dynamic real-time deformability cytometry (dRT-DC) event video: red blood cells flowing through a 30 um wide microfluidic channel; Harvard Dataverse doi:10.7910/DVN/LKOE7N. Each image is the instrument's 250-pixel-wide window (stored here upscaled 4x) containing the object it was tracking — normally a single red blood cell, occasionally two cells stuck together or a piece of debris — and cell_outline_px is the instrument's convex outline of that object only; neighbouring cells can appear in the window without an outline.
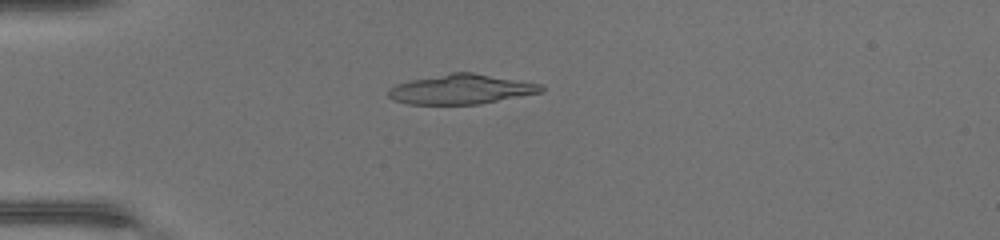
{"species": "common noctule bat (a hibernating species)", "species_latin": "Nyctalus noctula", "temperature_condition": "warm", "stored_images_in_passage": 48, "camera_frame_rate_fps": 3000, "um_per_image_px": 0.085, "animal": {"sex": "female", "body_mass_g": 17.0, "forearm_length_mm": 48.0}, "frame": {"image": 1, "passage_image": 14, "time_ms": 4.333, "image_size_px": [1000, 240], "cell_outline_px": [[544, 92], [480, 104], [408, 104], [392, 100], [388, 96], [388, 92], [396, 84], [408, 80], [452, 72], [472, 72], [540, 84], [544, 88]], "centroid_in_image_um": [39.19, 7.59], "position_along_channel_um": 45.8, "area_um2": 26.47}}
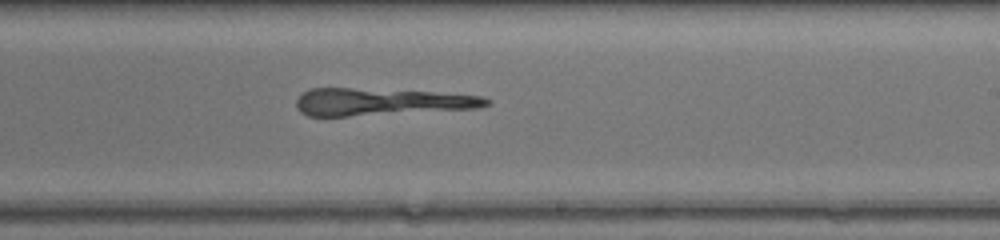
{"frame": {"image": 2, "passage_image": 30, "time_ms": 9.667, "image_size_px": [1000, 240], "cell_outline_px": [[492, 100], [488, 104], [476, 108], [348, 116], [308, 116], [300, 112], [296, 108], [296, 100], [308, 88], [352, 88], [432, 92], [480, 96]], "centroid_in_image_um": [32.31, 8.65], "position_along_channel_um": 256.7, "area_um2": 29.77}}
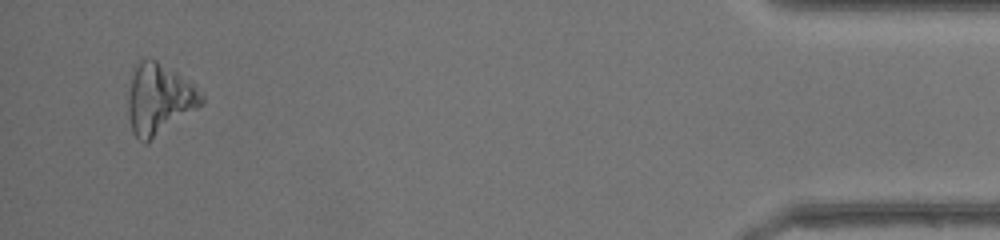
{"frame": {"image": 3, "passage_image": 46, "time_ms": 15.0, "image_size_px": [1000, 240], "cell_outline_px": [[204, 100], [196, 108], [144, 144], [132, 132], [128, 116], [128, 96], [132, 76], [140, 60], [156, 60], [176, 72], [204, 92]], "centroid_in_image_um": [13.52, 8.42], "position_along_channel_um": 421.7, "area_um2": 29.42}}